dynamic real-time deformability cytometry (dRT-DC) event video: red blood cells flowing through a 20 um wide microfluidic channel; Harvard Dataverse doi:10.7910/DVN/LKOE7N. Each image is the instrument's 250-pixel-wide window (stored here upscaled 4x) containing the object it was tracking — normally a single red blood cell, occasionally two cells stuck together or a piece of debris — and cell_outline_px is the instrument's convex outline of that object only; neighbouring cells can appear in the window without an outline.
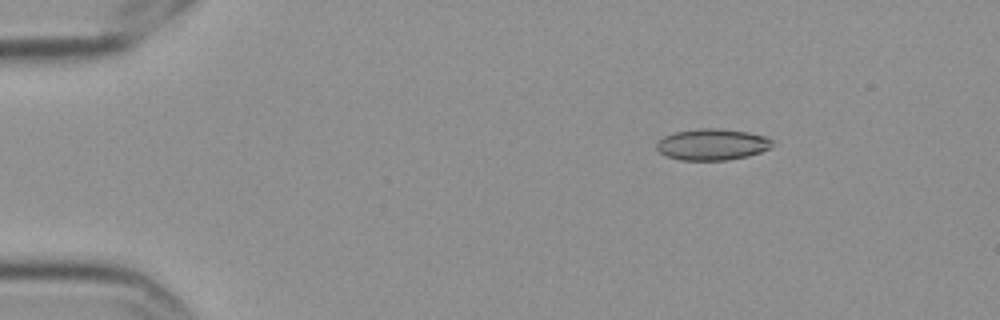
{"species": "Egyptian fruit bat (a non-hibernating species)", "species_latin": "Rousettus aegyptiacus", "temperature_condition": "cold", "stored_images_in_passage": 5, "camera_frame_rate_fps": 3000, "um_per_image_px": 0.085, "frame": {"image": 1, "passage_image": 3, "time_ms": 0.667, "image_size_px": [1000, 320], "cell_outline_px": [[772, 148], [748, 156], [728, 160], [680, 160], [668, 156], [660, 152], [656, 148], [656, 144], [664, 136], [676, 132], [700, 128], [720, 128], [748, 132], [764, 136], [772, 140]], "centroid_in_image_um": [60.56, 12.28], "position_along_channel_um": 24.4, "area_um2": 21.1}}